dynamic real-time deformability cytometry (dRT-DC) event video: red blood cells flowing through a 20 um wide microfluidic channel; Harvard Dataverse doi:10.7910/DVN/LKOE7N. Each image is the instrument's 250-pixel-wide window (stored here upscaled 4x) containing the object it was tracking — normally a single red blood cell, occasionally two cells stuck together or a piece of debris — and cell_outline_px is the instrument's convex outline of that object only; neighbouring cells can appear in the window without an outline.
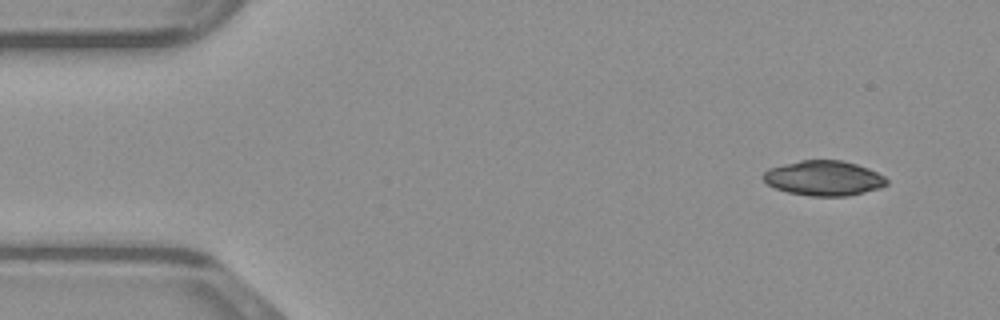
{"species": "common noctule bat (a hibernating species)", "species_latin": "Nyctalus noctula", "temperature_condition": "warm", "stored_images_in_passage": 21, "camera_frame_rate_fps": 3000, "um_per_image_px": 0.085, "animal": {"sex": "male", "body_mass_g": 23.1, "forearm_length_mm": 52.7}, "frame": {"image": 1, "passage_image": 1, "time_ms": 0.0, "image_size_px": [1000, 320], "cell_outline_px": [[888, 184], [880, 188], [848, 196], [812, 196], [788, 192], [776, 188], [768, 184], [764, 180], [764, 172], [768, 168], [800, 160], [844, 160], [868, 168], [884, 176], [888, 180]], "centroid_in_image_um": [70.04, 15.14], "position_along_channel_um": 15.0, "area_um2": 25.09}}
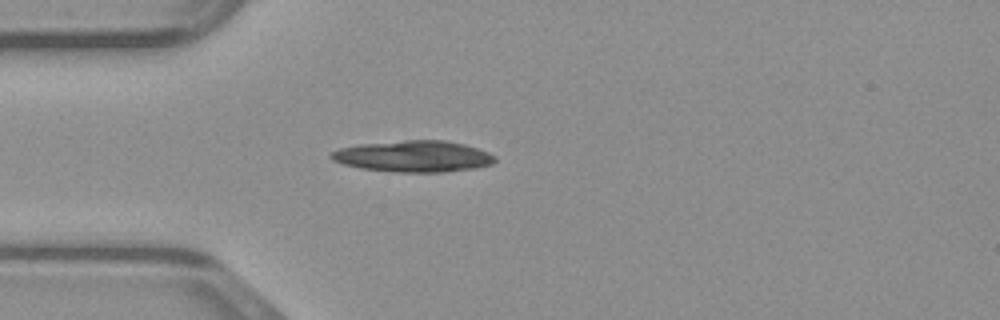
{"frame": {"image": 2, "passage_image": 10, "time_ms": 3.0, "image_size_px": [1000, 320], "cell_outline_px": [[496, 160], [492, 164], [476, 168], [444, 172], [396, 172], [360, 168], [344, 164], [332, 160], [328, 156], [332, 152], [340, 148], [360, 144], [404, 140], [444, 140], [464, 144], [488, 152], [496, 156]], "centroid_in_image_um": [35.16, 13.29], "position_along_channel_um": 49.8, "area_um2": 29.94}}